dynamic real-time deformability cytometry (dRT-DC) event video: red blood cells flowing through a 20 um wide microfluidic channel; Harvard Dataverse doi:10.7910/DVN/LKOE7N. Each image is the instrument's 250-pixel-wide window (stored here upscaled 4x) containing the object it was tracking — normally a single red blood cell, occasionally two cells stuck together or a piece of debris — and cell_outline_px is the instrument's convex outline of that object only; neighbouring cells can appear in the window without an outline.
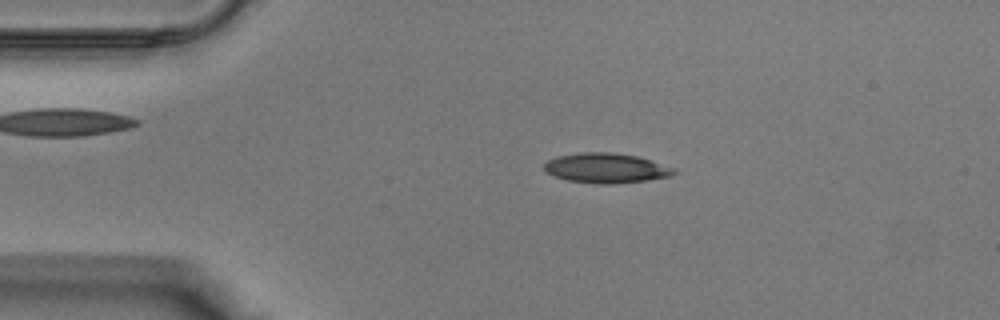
{"species": "Egyptian fruit bat (a non-hibernating species)", "species_latin": "Rousettus aegyptiacus", "temperature_condition": "warm", "stored_images_in_passage": 38, "camera_frame_rate_fps": 3000, "um_per_image_px": 0.085, "animal": {"sex": "male"}, "frame": {"image": 1, "passage_image": 7, "time_ms": 2.0, "image_size_px": [1000, 320], "cell_outline_px": [[676, 172], [672, 176], [648, 180], [612, 184], [596, 184], [568, 180], [556, 176], [548, 172], [544, 168], [544, 164], [548, 160], [556, 156], [580, 152], [612, 152], [636, 156], [676, 168]], "centroid_in_image_um": [51.54, 14.28], "position_along_channel_um": 33.5, "area_um2": 22.54}}
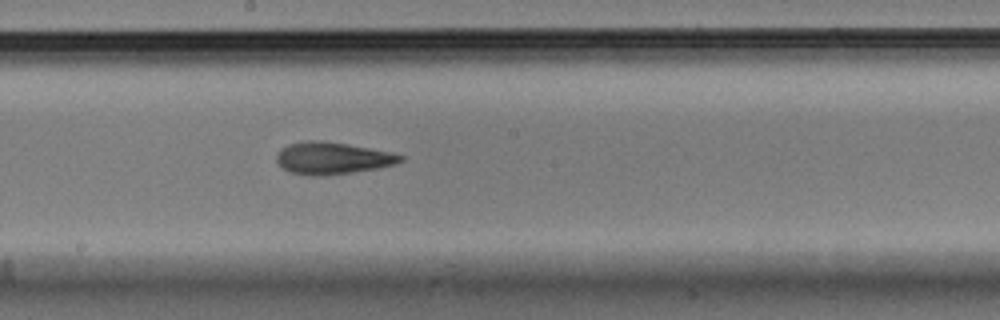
{"frame": {"image": 2, "passage_image": 20, "time_ms": 6.333, "image_size_px": [1000, 320], "cell_outline_px": [[404, 160], [396, 164], [376, 168], [352, 172], [324, 176], [308, 176], [288, 172], [276, 160], [276, 152], [280, 148], [288, 144], [308, 140], [324, 140], [348, 144], [388, 152], [404, 156]], "centroid_in_image_um": [28.2, 13.44], "position_along_channel_um": 220.0, "area_um2": 23.24}}
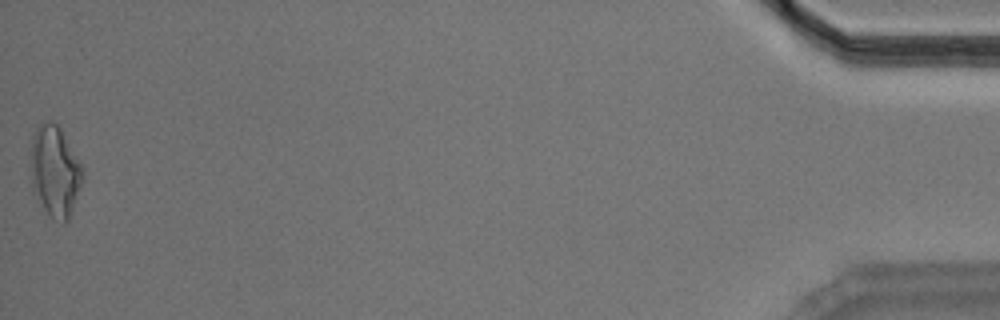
{"frame": {"image": 3, "passage_image": 38, "time_ms": 12.333, "image_size_px": [1000, 320], "cell_outline_px": [[84, 176], [68, 220], [64, 224], [52, 220], [48, 216], [32, 192], [32, 136], [36, 128], [40, 124], [48, 120], [56, 124], [60, 128], [80, 164], [84, 172]], "centroid_in_image_um": [4.66, 14.62], "position_along_channel_um": 430.5, "area_um2": 27.28}}